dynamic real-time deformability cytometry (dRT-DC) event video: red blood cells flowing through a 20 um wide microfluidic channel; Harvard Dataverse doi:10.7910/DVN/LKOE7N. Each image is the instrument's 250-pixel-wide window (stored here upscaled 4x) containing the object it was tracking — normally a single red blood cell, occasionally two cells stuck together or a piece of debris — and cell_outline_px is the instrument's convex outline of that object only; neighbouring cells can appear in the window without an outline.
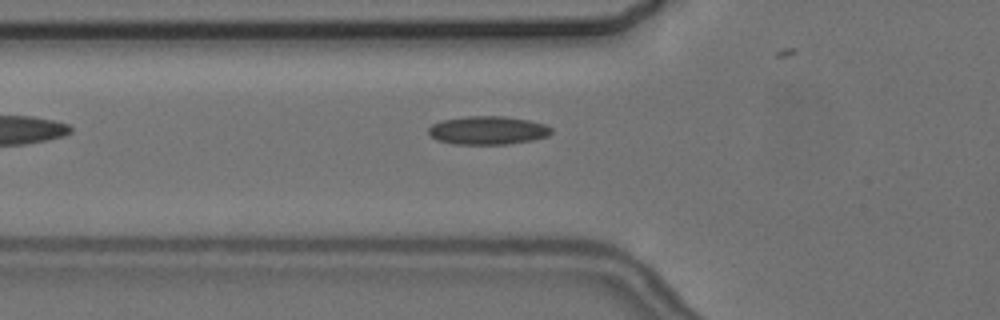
{"species": "common noctule bat (a hibernating species)", "species_latin": "Nyctalus noctula", "temperature_condition": "cold", "stored_images_in_passage": 5, "camera_frame_rate_fps": 3000, "um_per_image_px": 0.085, "animal": {"sex": "female", "body_mass_g": 24.6, "forearm_length_mm": 56.2}, "frame": {"image": 1, "passage_image": 5, "time_ms": 5.667, "image_size_px": [1000, 320], "cell_outline_px": [[552, 132], [548, 136], [532, 140], [508, 144], [452, 144], [436, 140], [428, 132], [428, 128], [432, 124], [440, 120], [468, 116], [504, 116], [528, 120], [544, 124], [552, 128]], "centroid_in_image_um": [41.44, 11.08], "position_along_channel_um": 84.4, "area_um2": 20.4}}